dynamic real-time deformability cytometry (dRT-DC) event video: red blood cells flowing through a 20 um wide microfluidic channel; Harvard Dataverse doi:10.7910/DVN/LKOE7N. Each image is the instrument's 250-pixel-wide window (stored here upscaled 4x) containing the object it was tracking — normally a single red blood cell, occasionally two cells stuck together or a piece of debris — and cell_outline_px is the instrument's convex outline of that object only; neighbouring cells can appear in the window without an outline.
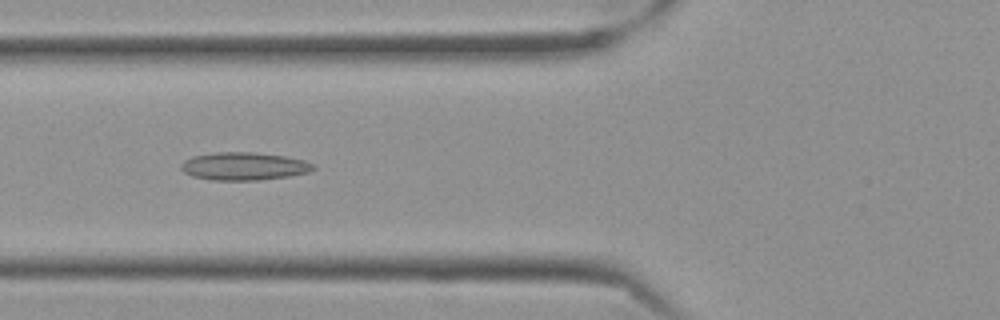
{"species": "Egyptian fruit bat (a non-hibernating species)", "species_latin": "Rousettus aegyptiacus", "temperature_condition": "cold", "stored_images_in_passage": 54, "camera_frame_rate_fps": 3000, "um_per_image_px": 0.085, "frame": {"image": 1, "passage_image": 19, "time_ms": 6.0, "image_size_px": [1000, 320], "cell_outline_px": [[316, 168], [308, 172], [288, 176], [260, 180], [208, 180], [192, 176], [184, 172], [180, 168], [180, 164], [184, 160], [192, 156], [216, 152], [256, 152], [284, 156], [304, 160], [316, 164]], "centroid_in_image_um": [20.72, 14.13], "position_along_channel_um": 105.1, "area_um2": 21.68}}
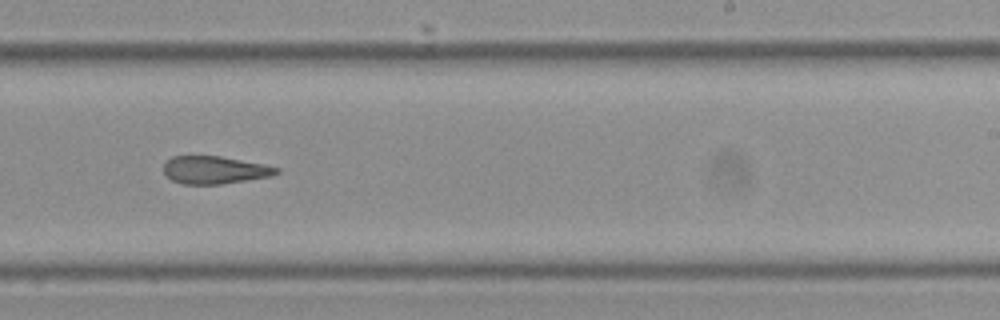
{"frame": {"image": 2, "passage_image": 33, "time_ms": 10.667, "image_size_px": [1000, 320], "cell_outline_px": [[280, 172], [272, 176], [220, 184], [180, 184], [172, 180], [164, 172], [164, 164], [172, 156], [220, 156], [264, 164], [280, 168]], "centroid_in_image_um": [18.26, 14.45], "position_along_channel_um": 270.7, "area_um2": 18.15}}
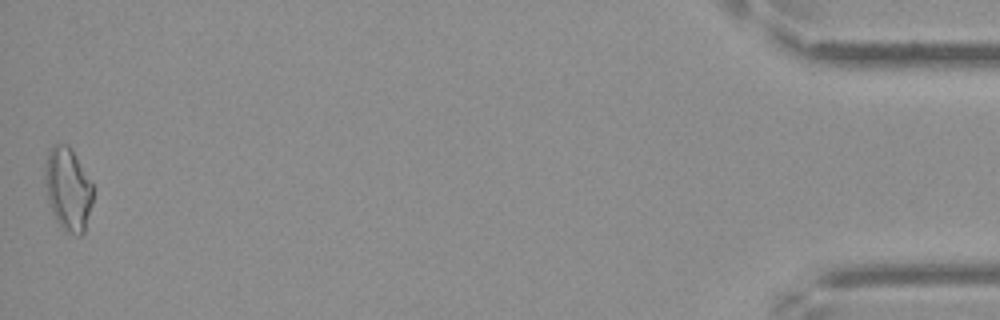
{"frame": {"image": 3, "passage_image": 54, "time_ms": 17.667, "image_size_px": [1000, 320], "cell_outline_px": [[92, 204], [84, 232], [80, 236], [64, 232], [60, 228], [52, 212], [48, 200], [44, 180], [44, 168], [48, 148], [52, 144], [68, 144], [92, 184]], "centroid_in_image_um": [5.74, 16.09], "position_along_channel_um": 429.5, "area_um2": 23.35}, "authors_computed_cell_mechanics": {"area_um2": 20.3167, "velocity_mm_per_s": 3.5395, "shape_relaxation_time_tau1_ms": null, "shape_relaxation_time_tau2_ms": 5.0618, "deformation_change_tau1": null, "deformation_change_tau2": 0.1433}}